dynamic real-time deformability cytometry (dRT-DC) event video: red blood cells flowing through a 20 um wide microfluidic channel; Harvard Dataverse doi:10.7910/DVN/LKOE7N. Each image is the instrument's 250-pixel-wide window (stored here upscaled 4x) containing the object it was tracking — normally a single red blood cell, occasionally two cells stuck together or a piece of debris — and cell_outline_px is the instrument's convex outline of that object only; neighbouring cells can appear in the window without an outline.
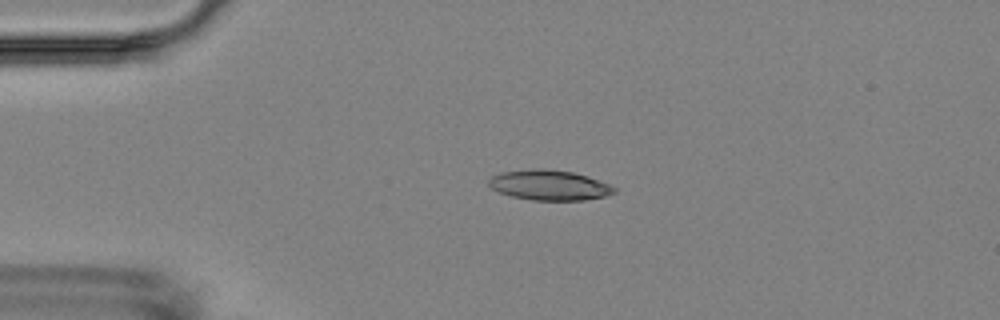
{"species": "Egyptian fruit bat (a non-hibernating species)", "species_latin": "Rousettus aegyptiacus", "temperature_condition": "room temperature", "stored_images_in_passage": 3, "camera_frame_rate_fps": 3000, "um_per_image_px": 0.085, "animal": {"sex": "female"}, "frame": {"image": 1, "passage_image": 2, "time_ms": 1.333, "image_size_px": [1000, 320], "cell_outline_px": [[616, 192], [604, 196], [584, 200], [532, 200], [512, 196], [500, 192], [492, 188], [488, 184], [488, 180], [492, 176], [504, 172], [532, 168], [544, 168], [572, 172], [588, 176], [608, 184], [616, 188]], "centroid_in_image_um": [46.69, 15.73], "position_along_channel_um": 38.3, "area_um2": 21.91}}